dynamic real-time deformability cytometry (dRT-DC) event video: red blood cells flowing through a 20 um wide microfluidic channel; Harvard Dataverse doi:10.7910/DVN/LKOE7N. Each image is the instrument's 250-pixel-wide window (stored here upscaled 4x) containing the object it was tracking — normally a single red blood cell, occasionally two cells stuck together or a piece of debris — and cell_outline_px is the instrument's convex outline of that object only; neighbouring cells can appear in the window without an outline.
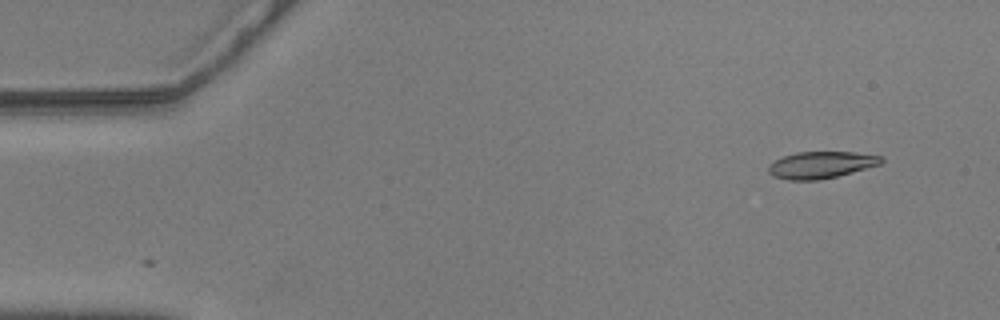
{"species": "common noctule bat (a hibernating species)", "species_latin": "Nyctalus noctula", "temperature_condition": "warm", "stored_images_in_passage": 2, "camera_frame_rate_fps": 3000, "um_per_image_px": 0.085, "animal": {"sex": "male", "body_mass_g": 20.5, "forearm_length_mm": 52.5}, "frame": {"image": 1, "passage_image": 1, "time_ms": 0.0, "image_size_px": [1000, 320], "cell_outline_px": [[884, 160], [880, 164], [836, 176], [816, 180], [788, 180], [772, 176], [768, 172], [768, 164], [784, 156], [796, 152], [852, 152], [884, 156]], "centroid_in_image_um": [69.76, 14.01], "position_along_channel_um": 15.2, "area_um2": 17.51}}